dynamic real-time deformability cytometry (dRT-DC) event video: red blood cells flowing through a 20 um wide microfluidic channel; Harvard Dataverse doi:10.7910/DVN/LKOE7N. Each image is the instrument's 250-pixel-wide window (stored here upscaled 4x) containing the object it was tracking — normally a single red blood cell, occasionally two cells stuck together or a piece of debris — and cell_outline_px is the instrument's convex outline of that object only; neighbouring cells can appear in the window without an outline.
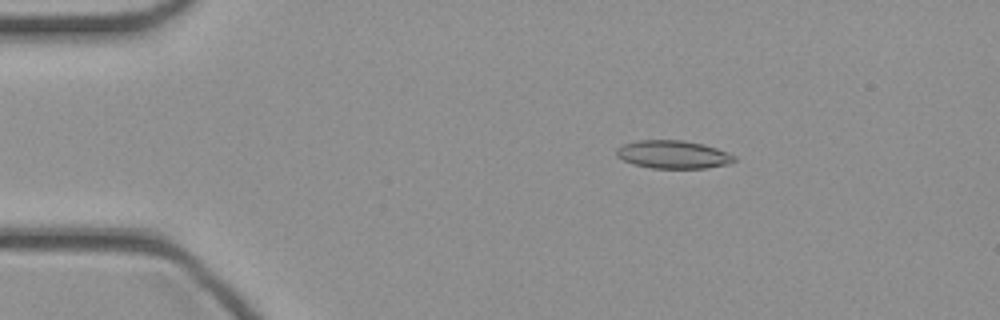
{"species": "common noctule bat (a hibernating species)", "species_latin": "Nyctalus noctula", "temperature_condition": "cold", "stored_images_in_passage": 39, "camera_frame_rate_fps": 3000, "um_per_image_px": 0.085, "animal": {"sex": "female", "body_mass_g": 21.9}, "frame": {"image": 1, "passage_image": 1, "time_ms": 0.0, "image_size_px": [1000, 320], "cell_outline_px": [[736, 160], [728, 164], [708, 168], [652, 168], [632, 164], [616, 156], [616, 148], [624, 144], [636, 140], [684, 140], [704, 144], [728, 152], [736, 156]], "centroid_in_image_um": [57.22, 13.13], "position_along_channel_um": 27.8, "area_um2": 19.42}}
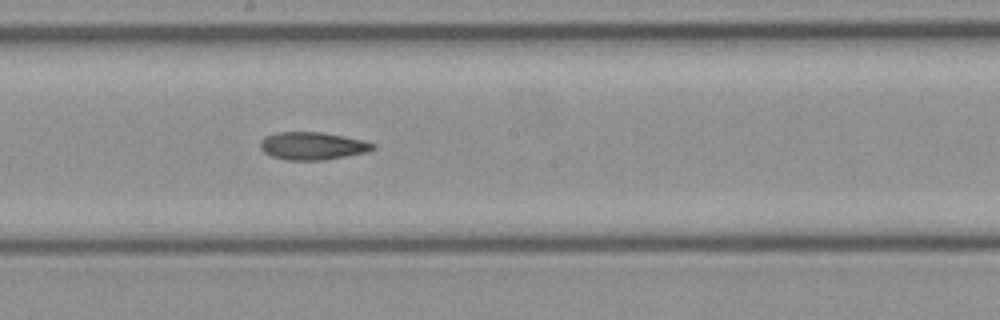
{"frame": {"image": 2, "passage_image": 18, "time_ms": 5.667, "image_size_px": [1000, 320], "cell_outline_px": [[376, 148], [368, 152], [324, 160], [284, 160], [272, 156], [264, 152], [260, 148], [260, 140], [264, 136], [276, 132], [320, 132], [344, 136], [364, 140], [376, 144]], "centroid_in_image_um": [26.56, 12.4], "position_along_channel_um": 221.6, "area_um2": 18.38}}
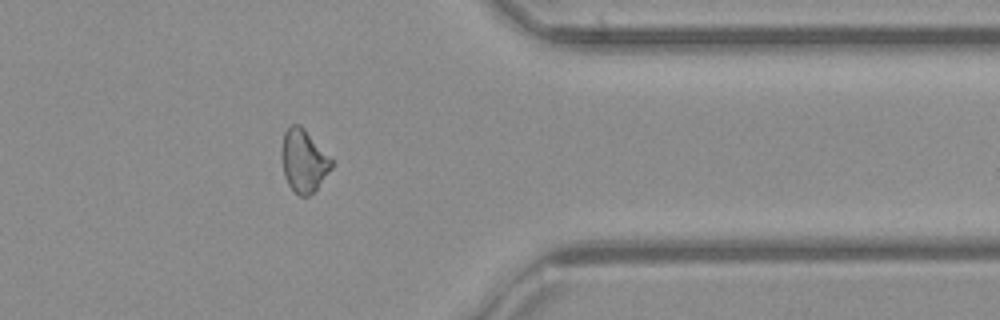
{"frame": {"image": 3, "passage_image": 30, "time_ms": 9.667, "image_size_px": [1000, 320], "cell_outline_px": [[332, 168], [316, 188], [308, 196], [300, 196], [288, 184], [284, 176], [280, 152], [284, 132], [292, 124], [300, 124], [304, 128], [332, 160]], "centroid_in_image_um": [25.78, 13.65], "position_along_channel_um": 385.6, "area_um2": 17.98}}